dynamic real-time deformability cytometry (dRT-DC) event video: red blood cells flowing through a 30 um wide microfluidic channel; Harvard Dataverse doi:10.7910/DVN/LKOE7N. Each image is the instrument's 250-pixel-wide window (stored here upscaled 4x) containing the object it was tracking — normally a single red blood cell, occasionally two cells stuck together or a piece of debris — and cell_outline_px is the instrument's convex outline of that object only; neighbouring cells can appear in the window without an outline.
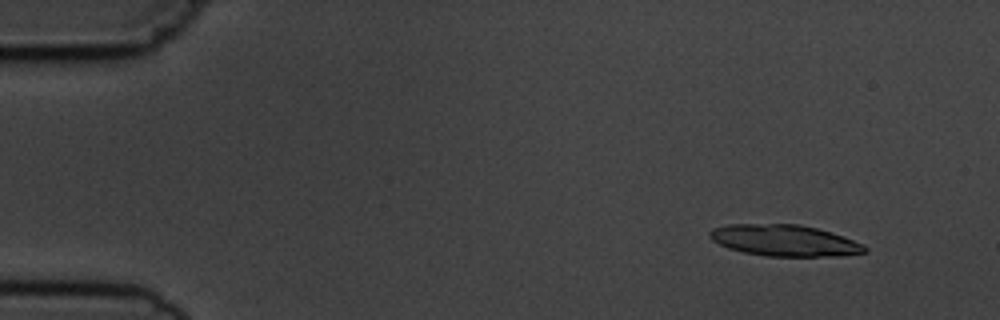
{"species": "common noctule bat (a hibernating species)", "species_latin": "Nyctalus noctula", "temperature_condition": "cold", "stored_images_in_passage": 4, "camera_frame_rate_fps": 3000, "um_per_image_px": 0.085, "animal": {"sex": "male", "body_mass_g": 19.5, "forearm_length_mm": 54.6}, "frame": {"image": 1, "passage_image": 1, "time_ms": 0.0, "image_size_px": [1000, 320], "cell_outline_px": [[868, 252], [840, 256], [764, 256], [744, 252], [728, 248], [712, 240], [708, 236], [708, 232], [712, 228], [728, 224], [800, 224], [816, 228], [844, 236], [864, 244], [868, 248]], "centroid_in_image_um": [66.69, 20.44], "position_along_channel_um": 18.3, "area_um2": 28.5}}